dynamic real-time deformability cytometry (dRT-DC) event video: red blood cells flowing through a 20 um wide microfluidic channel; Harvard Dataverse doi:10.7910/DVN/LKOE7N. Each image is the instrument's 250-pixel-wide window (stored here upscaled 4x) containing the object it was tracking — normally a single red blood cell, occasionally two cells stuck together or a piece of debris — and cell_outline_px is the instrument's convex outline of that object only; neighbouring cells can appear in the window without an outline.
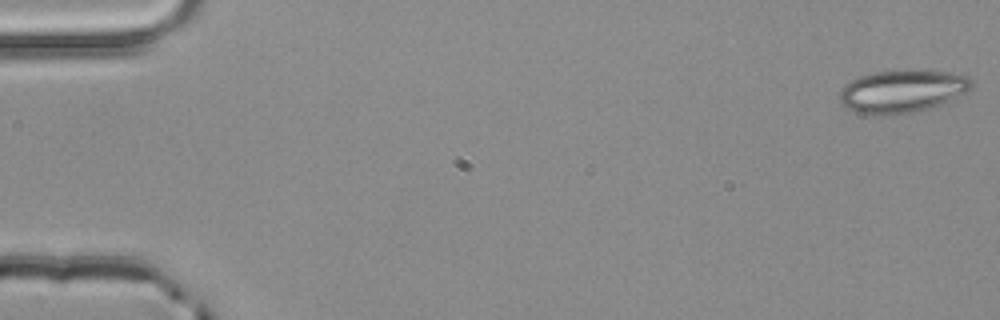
{"species": "common noctule bat (a hibernating species)", "species_latin": "Nyctalus noctula", "temperature_condition": "room temperature", "stored_images_in_passage": 5, "camera_frame_rate_fps": 3000, "um_per_image_px": 0.085, "animal": {"sex": "male", "body_mass_g": 20.4}, "frame": {"image": 1, "passage_image": 1, "time_ms": 0.0, "image_size_px": [1000, 320], "cell_outline_px": [[972, 88], [968, 92], [932, 108], [916, 112], [880, 116], [876, 116], [856, 112], [848, 108], [840, 100], [840, 92], [844, 84], [860, 76], [876, 72], [904, 68], [908, 68], [952, 72], [968, 76], [972, 80]], "centroid_in_image_um": [76.73, 7.73], "position_along_channel_um": 8.3, "area_um2": 33.64}}
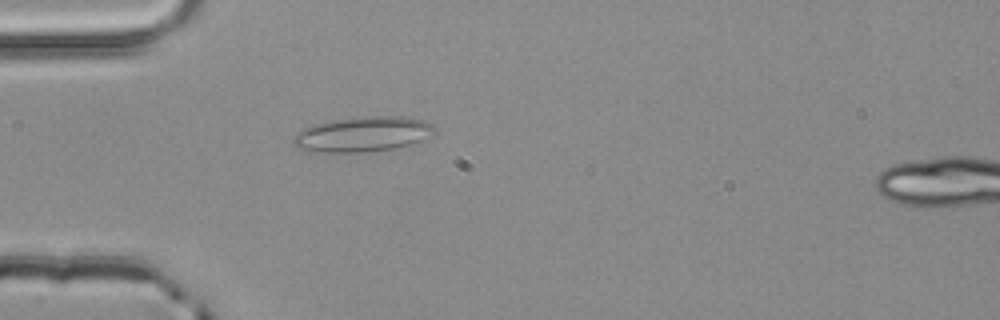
{"frame": {"image": 2, "passage_image": 4, "time_ms": 1.0, "image_size_px": [1000, 320], "cell_outline_px": [[436, 132], [432, 136], [412, 144], [392, 148], [368, 152], [308, 152], [296, 148], [292, 144], [292, 140], [296, 132], [304, 128], [316, 124], [336, 120], [372, 116], [408, 116], [424, 120], [432, 124], [436, 128]], "centroid_in_image_um": [30.85, 11.42], "position_along_channel_um": 54.1, "area_um2": 29.13}}